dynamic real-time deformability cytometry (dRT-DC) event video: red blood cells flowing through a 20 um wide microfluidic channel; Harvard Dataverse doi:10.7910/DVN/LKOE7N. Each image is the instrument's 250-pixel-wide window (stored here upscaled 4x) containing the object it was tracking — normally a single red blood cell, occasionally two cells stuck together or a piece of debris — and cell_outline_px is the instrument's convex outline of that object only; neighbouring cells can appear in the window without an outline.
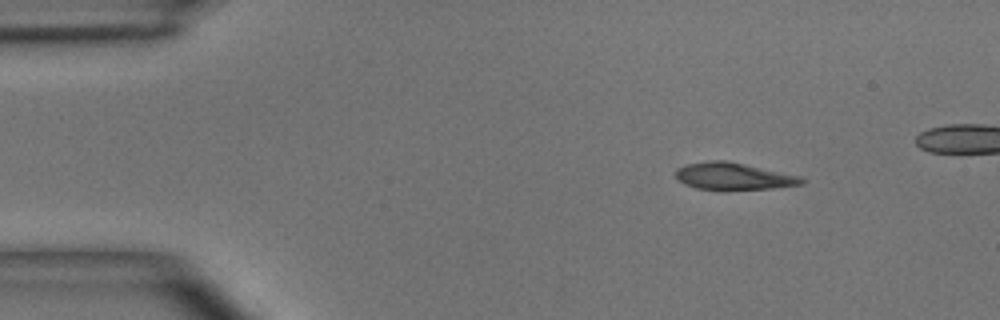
{"species": "common noctule bat (a hibernating species)", "species_latin": "Nyctalus noctula", "temperature_condition": "room temperature", "stored_images_in_passage": 15, "camera_frame_rate_fps": 3000, "um_per_image_px": 0.085, "animal": {"sex": "male", "body_mass_g": 15.6}, "frame": {"image": 1, "passage_image": 6, "time_ms": 1.667, "image_size_px": [1000, 320], "cell_outline_px": [[804, 184], [772, 188], [696, 188], [684, 184], [676, 176], [676, 168], [688, 164], [708, 160], [724, 160], [804, 176]], "centroid_in_image_um": [62.39, 14.95], "position_along_channel_um": 22.6, "area_um2": 19.36}}